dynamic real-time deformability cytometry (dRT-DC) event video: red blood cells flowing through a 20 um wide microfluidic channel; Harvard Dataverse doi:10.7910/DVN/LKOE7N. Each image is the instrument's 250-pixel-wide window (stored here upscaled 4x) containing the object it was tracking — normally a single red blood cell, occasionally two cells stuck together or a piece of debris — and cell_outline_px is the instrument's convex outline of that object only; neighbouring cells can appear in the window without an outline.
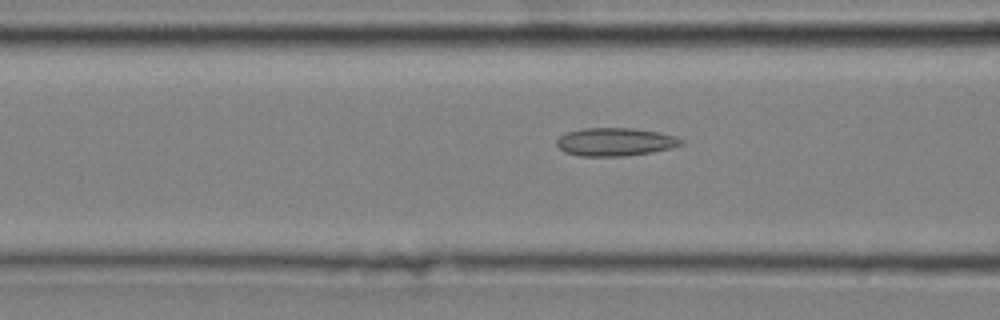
{"species": "common noctule bat (a hibernating species)", "species_latin": "Nyctalus noctula", "temperature_condition": "cold", "stored_images_in_passage": 39, "camera_frame_rate_fps": 3000, "um_per_image_px": 0.085, "animal": {"sex": "male", "body_mass_g": 20.4}, "frame": {"image": 1, "passage_image": 11, "time_ms": 3.333, "image_size_px": [1000, 320], "cell_outline_px": [[684, 144], [672, 148], [652, 152], [624, 156], [580, 156], [564, 152], [556, 144], [556, 140], [560, 136], [568, 132], [580, 128], [632, 128], [660, 132], [676, 136], [684, 140]], "centroid_in_image_um": [52.32, 12.06], "position_along_channel_um": 114.3, "area_um2": 20.58}}
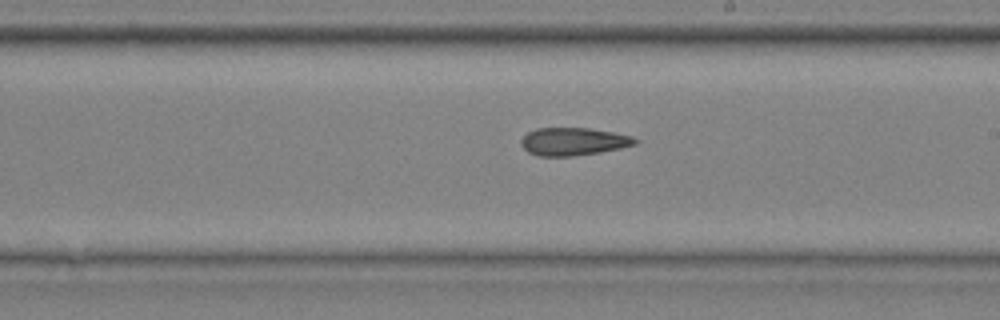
{"frame": {"image": 2, "passage_image": 21, "time_ms": 6.667, "image_size_px": [1000, 320], "cell_outline_px": [[640, 140], [636, 144], [620, 148], [600, 152], [572, 156], [540, 156], [528, 152], [520, 144], [520, 140], [528, 132], [536, 128], [588, 128], [612, 132], [632, 136]], "centroid_in_image_um": [48.73, 12.03], "position_along_channel_um": 240.3, "area_um2": 18.44}}
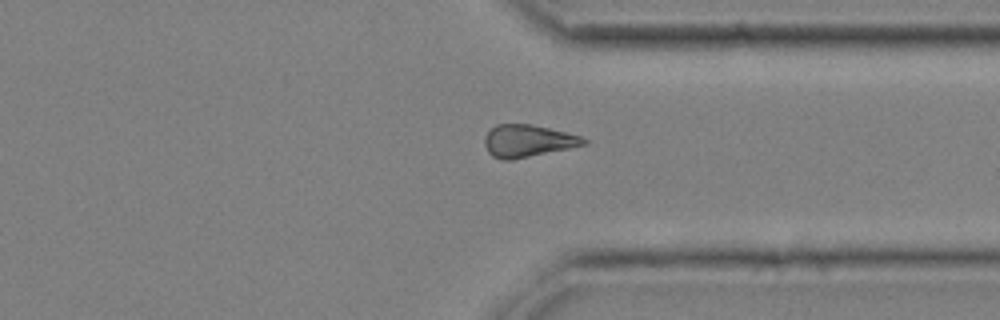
{"frame": {"image": 3, "passage_image": 31, "time_ms": 10.0, "image_size_px": [1000, 320], "cell_outline_px": [[588, 144], [512, 160], [504, 160], [492, 156], [488, 152], [484, 144], [484, 136], [496, 124], [532, 124], [580, 136], [588, 140]], "centroid_in_image_um": [44.84, 11.98], "position_along_channel_um": 366.6, "area_um2": 18.55}, "authors_computed_cell_mechanics": {"area_um2": 19.1896, "velocity_mm_per_s": 3.7772, "shape_relaxation_time_tau1_ms": null, "shape_relaxation_time_tau2_ms": 3.8247, "deformation_change_tau1": null, "deformation_change_tau2": 0.122}}